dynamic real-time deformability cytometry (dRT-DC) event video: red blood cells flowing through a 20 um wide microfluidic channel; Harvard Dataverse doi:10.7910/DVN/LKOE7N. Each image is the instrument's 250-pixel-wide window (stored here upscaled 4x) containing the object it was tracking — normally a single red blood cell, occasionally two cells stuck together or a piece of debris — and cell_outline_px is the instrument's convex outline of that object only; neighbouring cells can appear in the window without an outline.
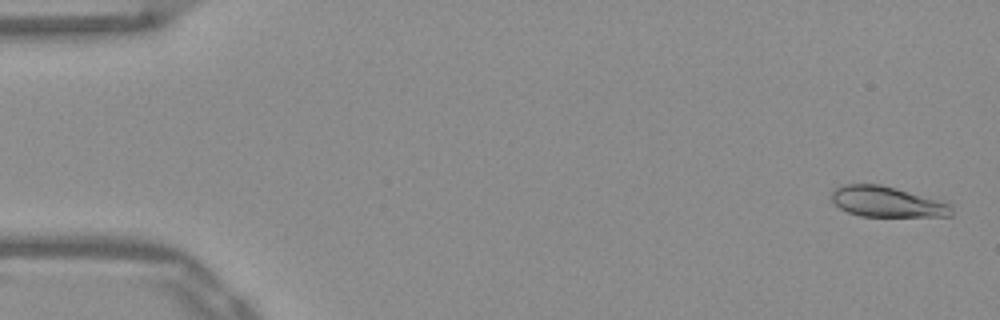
{"species": "Egyptian fruit bat (a non-hibernating species)", "species_latin": "Rousettus aegyptiacus", "temperature_condition": "warm", "stored_images_in_passage": 52, "camera_frame_rate_fps": 3000, "um_per_image_px": 0.085, "frame": {"image": 1, "passage_image": 2, "time_ms": 0.333, "image_size_px": [1000, 320], "cell_outline_px": [[952, 216], [860, 216], [848, 212], [840, 208], [832, 200], [832, 188], [844, 184], [880, 184], [896, 188], [936, 200], [948, 204], [952, 208]], "centroid_in_image_um": [75.32, 17.15], "position_along_channel_um": 9.7, "area_um2": 21.04}}
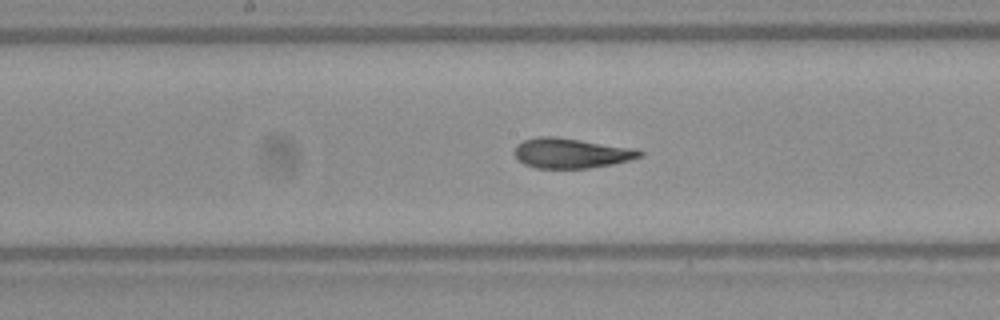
{"frame": {"image": 2, "passage_image": 27, "time_ms": 8.667, "image_size_px": [1000, 320], "cell_outline_px": [[644, 156], [612, 164], [588, 168], [536, 168], [524, 164], [512, 152], [516, 144], [524, 140], [540, 136], [556, 136], [636, 148], [644, 152]], "centroid_in_image_um": [48.55, 13.0], "position_along_channel_um": 199.6, "area_um2": 22.08}}
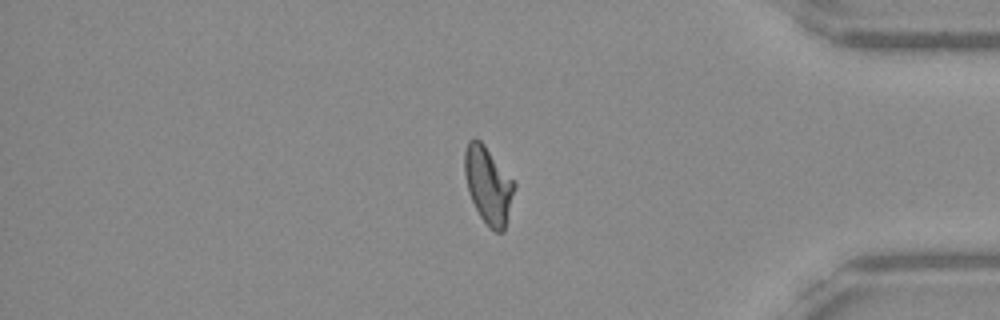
{"frame": {"image": 3, "passage_image": 44, "time_ms": 14.333, "image_size_px": [1000, 320], "cell_outline_px": [[516, 188], [504, 232], [496, 232], [488, 228], [480, 216], [472, 200], [468, 188], [464, 172], [464, 152], [468, 140], [480, 140], [484, 144], [516, 184]], "centroid_in_image_um": [41.52, 15.77], "position_along_channel_um": 393.7, "area_um2": 22.2}, "authors_computed_cell_mechanics": {"area_um2": 22.0796, "velocity_mm_per_s": 3.9105, "shape_relaxation_time_tau1_ms": 7.6055, "shape_relaxation_time_tau2_ms": 1.5694, "deformation_change_tau1": 0.222, "deformation_change_tau2": 0.0756}}